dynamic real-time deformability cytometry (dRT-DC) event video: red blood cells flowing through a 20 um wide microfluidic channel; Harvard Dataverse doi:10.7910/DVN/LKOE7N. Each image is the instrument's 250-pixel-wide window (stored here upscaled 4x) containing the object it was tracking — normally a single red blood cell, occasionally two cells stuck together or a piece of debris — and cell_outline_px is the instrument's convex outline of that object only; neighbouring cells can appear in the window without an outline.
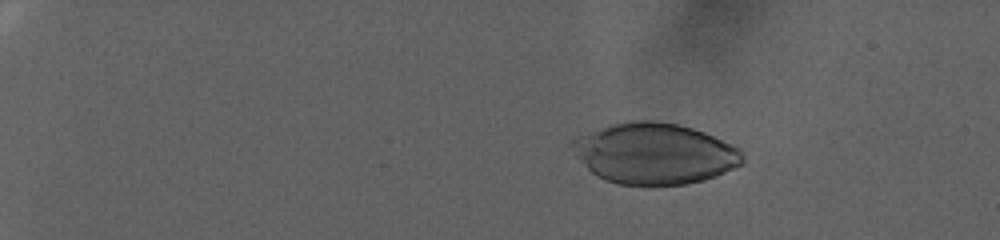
{"species": "human", "species_latin": "Homo sapiens", "temperature_condition": "warm", "stored_images_in_passage": 39, "camera_frame_rate_fps": 3000, "um_per_image_px": 0.085, "donor": {"sex": "female"}, "frame": {"image": 1, "passage_image": 21, "time_ms": 6.667, "image_size_px": [1000, 240], "cell_outline_px": [[744, 164], [716, 176], [704, 180], [688, 184], [620, 184], [596, 176], [576, 156], [568, 144], [576, 136], [612, 124], [632, 120], [656, 120], [676, 124], [692, 128], [704, 132], [732, 144], [740, 148], [744, 152]], "centroid_in_image_um": [55.66, 13.04], "position_along_channel_um": 29.3, "area_um2": 60.63}}